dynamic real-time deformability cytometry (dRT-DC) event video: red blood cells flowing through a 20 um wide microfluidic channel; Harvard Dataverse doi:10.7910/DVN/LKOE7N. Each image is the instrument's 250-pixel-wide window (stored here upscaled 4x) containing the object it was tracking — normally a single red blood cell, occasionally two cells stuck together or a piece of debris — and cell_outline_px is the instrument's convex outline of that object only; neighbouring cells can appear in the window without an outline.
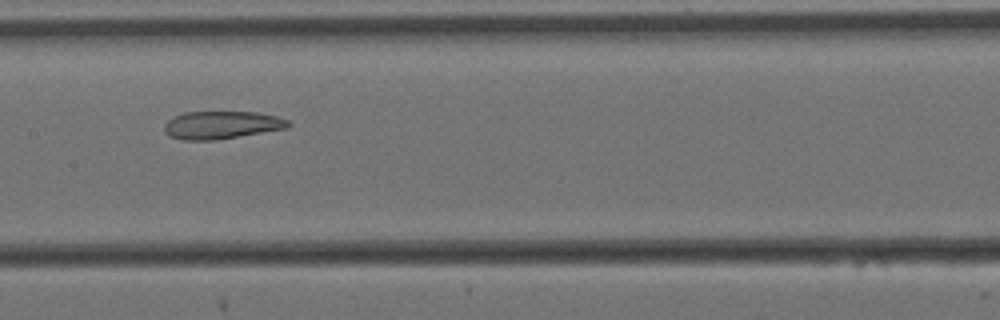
{"species": "Egyptian fruit bat (a non-hibernating species)", "species_latin": "Rousettus aegyptiacus", "temperature_condition": "cold", "stored_images_in_passage": 7, "camera_frame_rate_fps": 3000, "um_per_image_px": 0.085, "animal": {"sex": "female"}, "frame": {"image": 1, "passage_image": 7, "time_ms": 2.0, "image_size_px": [1000, 320], "cell_outline_px": [[292, 124], [288, 128], [216, 140], [184, 140], [168, 136], [164, 132], [164, 124], [168, 120], [184, 112], [256, 112], [276, 116], [288, 120]], "centroid_in_image_um": [18.83, 10.63], "position_along_channel_um": 188.6, "area_um2": 20.11}}